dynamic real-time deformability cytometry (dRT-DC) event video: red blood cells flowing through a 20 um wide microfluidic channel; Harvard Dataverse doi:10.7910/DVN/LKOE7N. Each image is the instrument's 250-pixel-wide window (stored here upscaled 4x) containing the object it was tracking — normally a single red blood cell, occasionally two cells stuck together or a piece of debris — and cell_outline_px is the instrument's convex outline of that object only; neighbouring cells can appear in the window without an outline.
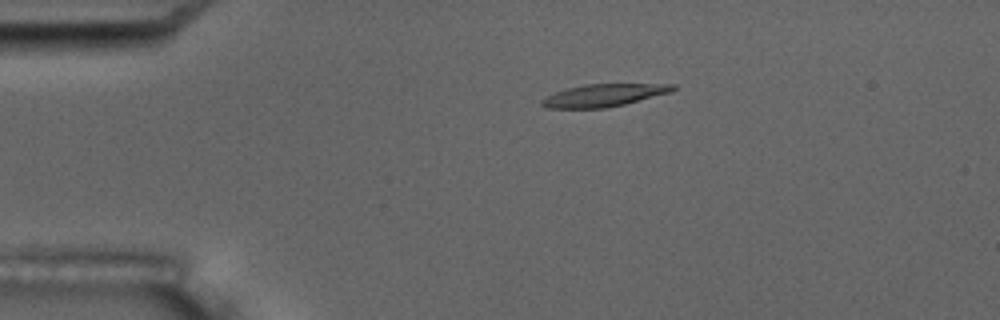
{"species": "common noctule bat (a hibernating species)", "species_latin": "Nyctalus noctula", "temperature_condition": "room temperature", "stored_images_in_passage": 7, "camera_frame_rate_fps": 3000, "um_per_image_px": 0.085, "animal": {"sex": "male", "body_mass_g": 17.5, "forearm_length_mm": 52.3}, "frame": {"image": 1, "passage_image": 4, "time_ms": 3.667, "image_size_px": [1000, 320], "cell_outline_px": [[676, 88], [672, 92], [624, 104], [604, 108], [548, 108], [540, 104], [540, 100], [556, 92], [568, 88], [584, 84], [676, 84]], "centroid_in_image_um": [51.34, 8.1], "position_along_channel_um": 33.7, "area_um2": 17.05}}